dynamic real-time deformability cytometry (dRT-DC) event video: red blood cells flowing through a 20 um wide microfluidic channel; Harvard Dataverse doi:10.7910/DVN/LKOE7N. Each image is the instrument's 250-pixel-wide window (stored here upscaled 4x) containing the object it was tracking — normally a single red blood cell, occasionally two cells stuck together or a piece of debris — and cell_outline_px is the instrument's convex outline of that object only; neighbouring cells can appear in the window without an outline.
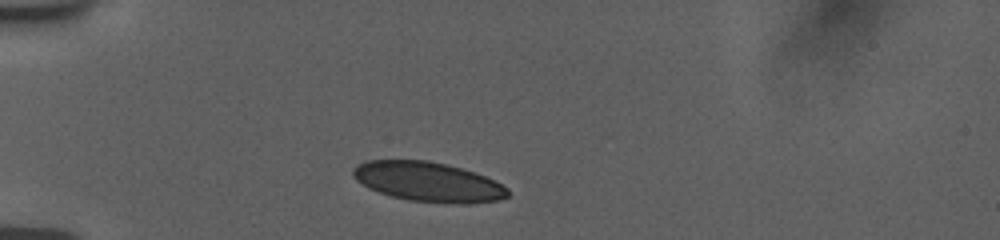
{"species": "human", "species_latin": "Homo sapiens", "temperature_condition": "room temperature", "stored_images_in_passage": 3, "camera_frame_rate_fps": 3000, "um_per_image_px": 0.085, "donor": {"sex": "female"}, "frame": {"image": 1, "passage_image": 1, "time_ms": 0.0, "image_size_px": [1000, 240], "cell_outline_px": [[508, 196], [500, 200], [468, 204], [460, 204], [408, 200], [392, 196], [368, 188], [356, 180], [352, 176], [352, 168], [356, 164], [368, 160], [428, 160], [460, 168], [484, 176], [508, 188]], "centroid_in_image_um": [36.35, 15.45], "position_along_channel_um": 48.7, "area_um2": 35.6}}